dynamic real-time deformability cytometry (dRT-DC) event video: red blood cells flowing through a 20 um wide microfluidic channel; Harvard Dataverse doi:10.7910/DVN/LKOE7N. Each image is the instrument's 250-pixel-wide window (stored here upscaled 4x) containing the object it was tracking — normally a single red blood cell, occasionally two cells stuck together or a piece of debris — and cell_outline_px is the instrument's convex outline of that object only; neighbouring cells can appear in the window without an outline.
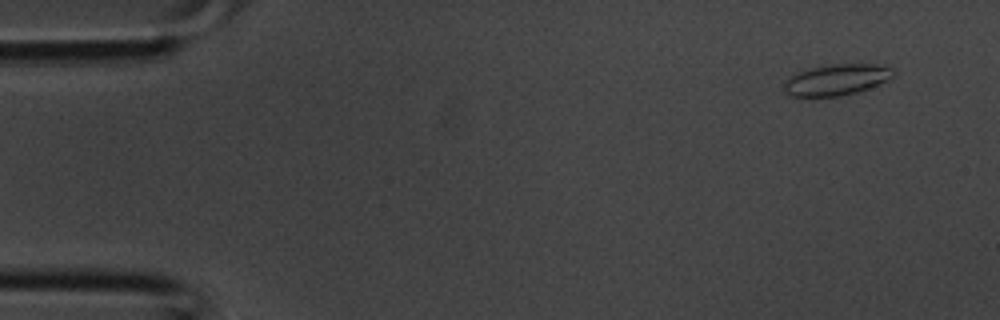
{"species": "common noctule bat (a hibernating species)", "species_latin": "Nyctalus noctula", "temperature_condition": "room temperature", "stored_images_in_passage": 38, "camera_frame_rate_fps": 3000, "um_per_image_px": 0.085, "animal": {"sex": "male", "body_mass_g": 20.1, "forearm_length_mm": 53.5}, "frame": {"image": 1, "passage_image": 3, "time_ms": 0.667, "image_size_px": [1000, 320], "cell_outline_px": [[896, 72], [888, 80], [880, 84], [856, 92], [840, 96], [788, 96], [784, 92], [784, 84], [796, 72], [828, 64], [876, 64], [892, 68]], "centroid_in_image_um": [71.12, 6.77], "position_along_channel_um": 13.9, "area_um2": 19.71}}
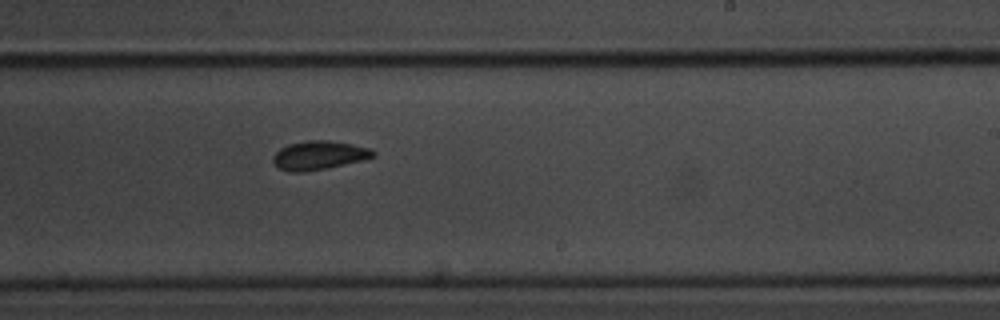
{"frame": {"image": 2, "passage_image": 23, "time_ms": 7.333, "image_size_px": [1000, 320], "cell_outline_px": [[376, 156], [364, 160], [328, 168], [304, 172], [288, 172], [280, 168], [272, 160], [272, 156], [280, 148], [288, 144], [308, 140], [328, 140], [352, 144], [372, 148], [376, 152]], "centroid_in_image_um": [27.15, 13.2], "position_along_channel_um": 261.9, "area_um2": 16.99}}
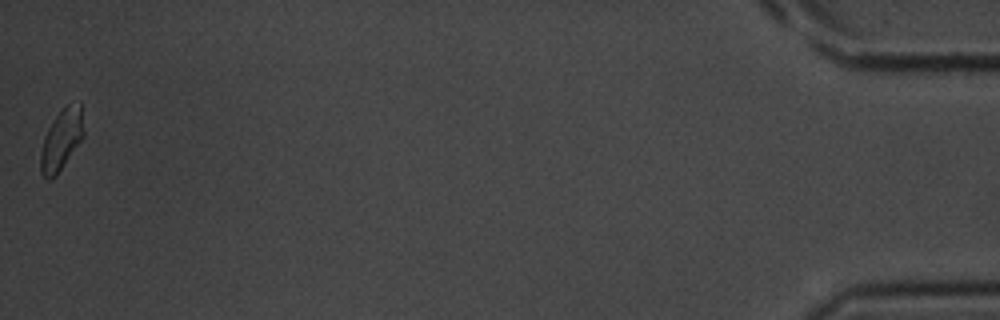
{"frame": {"image": 3, "passage_image": 38, "time_ms": 12.333, "image_size_px": [1000, 320], "cell_outline_px": [[84, 136], [56, 176], [48, 180], [40, 172], [40, 156], [44, 136], [48, 128], [56, 116], [68, 104], [80, 100], [84, 132]], "centroid_in_image_um": [5.23, 11.87], "position_along_channel_um": 430.0, "area_um2": 15.2}}